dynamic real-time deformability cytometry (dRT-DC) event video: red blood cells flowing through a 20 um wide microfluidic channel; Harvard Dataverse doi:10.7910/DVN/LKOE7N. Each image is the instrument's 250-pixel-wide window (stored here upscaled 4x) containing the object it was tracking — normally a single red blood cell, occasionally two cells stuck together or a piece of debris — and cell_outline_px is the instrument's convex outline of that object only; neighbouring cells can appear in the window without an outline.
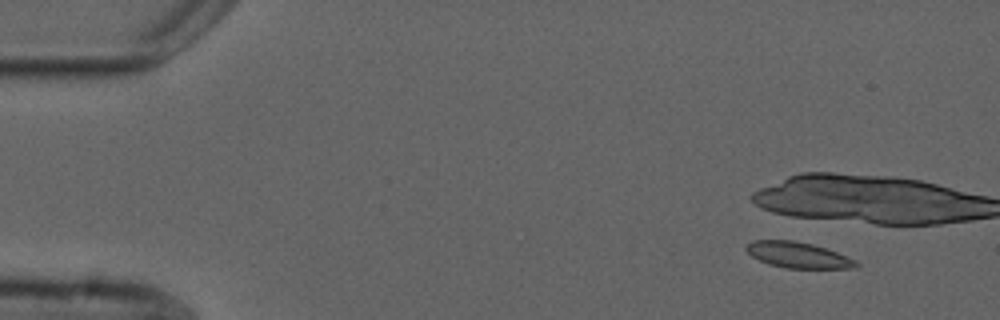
{"species": "common noctule bat (a hibernating species)", "species_latin": "Nyctalus noctula", "temperature_condition": "cold", "stored_images_in_passage": 7, "camera_frame_rate_fps": 3000, "um_per_image_px": 0.085, "animal": {"sex": "male", "forearm_length_mm": 52.5}, "frame": {"image": 1, "passage_image": 2, "time_ms": 1.667, "image_size_px": [1000, 320], "cell_outline_px": [[860, 264], [856, 268], [784, 268], [768, 264], [752, 256], [744, 248], [752, 240], [792, 240], [812, 244], [836, 252], [856, 260]], "centroid_in_image_um": [67.82, 21.68], "position_along_channel_um": 17.2, "area_um2": 16.47}}